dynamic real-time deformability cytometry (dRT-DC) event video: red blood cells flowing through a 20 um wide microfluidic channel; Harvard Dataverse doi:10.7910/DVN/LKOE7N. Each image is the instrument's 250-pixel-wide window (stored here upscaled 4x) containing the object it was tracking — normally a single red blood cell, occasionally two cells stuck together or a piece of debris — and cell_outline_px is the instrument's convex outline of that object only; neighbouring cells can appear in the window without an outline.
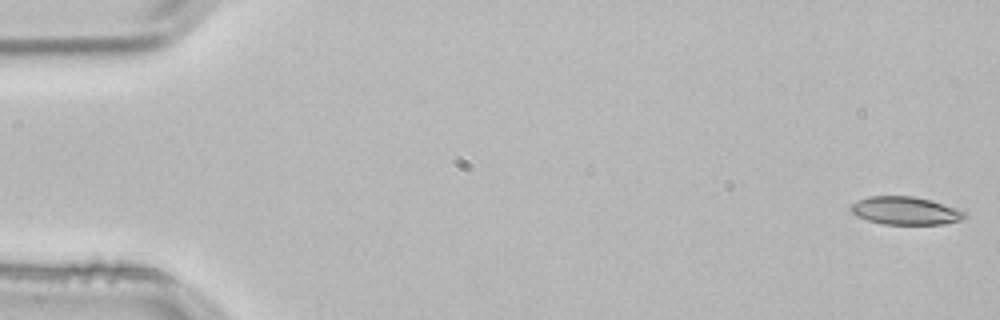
{"species": "common noctule bat (a hibernating species)", "species_latin": "Nyctalus noctula", "temperature_condition": "room temperature", "stored_images_in_passage": 4, "camera_frame_rate_fps": 3000, "um_per_image_px": 0.085, "animal": {"sex": "male", "body_mass_g": 21.5, "forearm_length_mm": 52.0}, "frame": {"image": 1, "passage_image": 1, "time_ms": 0.0, "image_size_px": [1000, 320], "cell_outline_px": [[968, 216], [960, 220], [944, 224], [884, 224], [868, 220], [856, 216], [848, 208], [852, 204], [868, 196], [912, 196], [928, 200], [968, 212]], "centroid_in_image_um": [76.95, 17.92], "position_along_channel_um": 8.0, "area_um2": 18.38}}
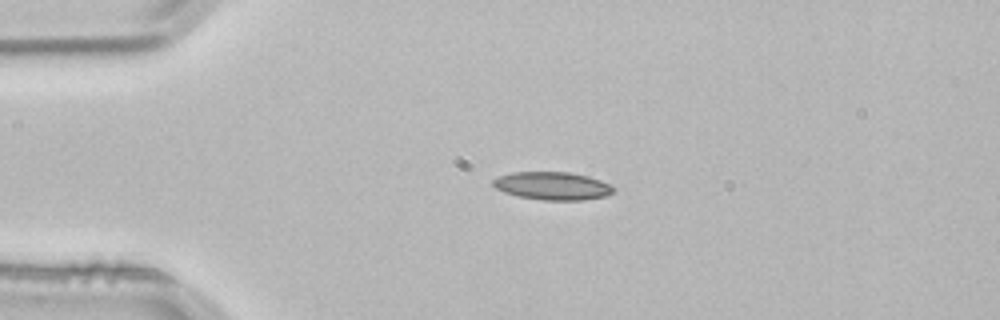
{"frame": {"image": 2, "passage_image": 3, "time_ms": 0.667, "image_size_px": [1000, 320], "cell_outline_px": [[616, 192], [608, 196], [584, 200], [544, 200], [520, 196], [504, 192], [496, 188], [492, 184], [492, 180], [500, 176], [512, 172], [568, 172], [588, 176], [612, 184], [616, 188]], "centroid_in_image_um": [47.04, 15.8], "position_along_channel_um": 38.0, "area_um2": 19.77}}